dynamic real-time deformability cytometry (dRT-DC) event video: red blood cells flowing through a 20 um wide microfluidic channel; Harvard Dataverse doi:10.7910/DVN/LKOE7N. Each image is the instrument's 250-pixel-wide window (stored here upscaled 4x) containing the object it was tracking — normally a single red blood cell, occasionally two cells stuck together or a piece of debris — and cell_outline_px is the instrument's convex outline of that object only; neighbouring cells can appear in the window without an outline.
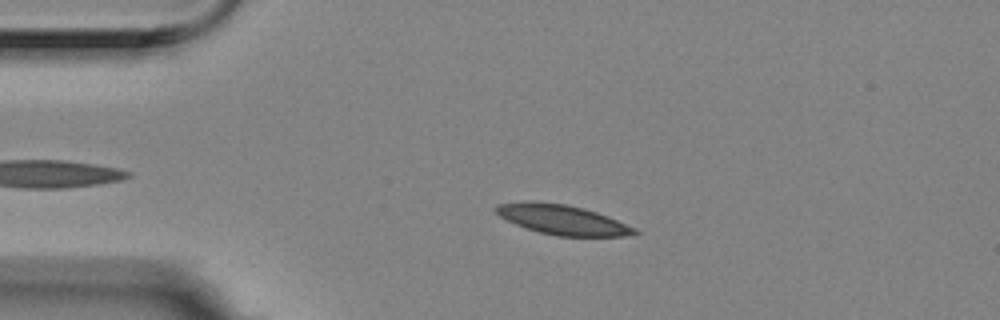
{"species": "Egyptian fruit bat (a non-hibernating species)", "species_latin": "Rousettus aegyptiacus", "temperature_condition": "room temperature", "stored_images_in_passage": 3, "camera_frame_rate_fps": 3000, "um_per_image_px": 0.085, "animal": {"sex": "female"}, "frame": {"image": 1, "passage_image": 2, "time_ms": 0.333, "image_size_px": [1000, 320], "cell_outline_px": [[640, 232], [624, 236], [556, 236], [540, 232], [516, 224], [500, 216], [492, 208], [496, 204], [524, 200], [536, 200], [568, 204], [584, 208], [608, 216], [636, 228]], "centroid_in_image_um": [47.76, 18.64], "position_along_channel_um": 37.2, "area_um2": 24.28}}